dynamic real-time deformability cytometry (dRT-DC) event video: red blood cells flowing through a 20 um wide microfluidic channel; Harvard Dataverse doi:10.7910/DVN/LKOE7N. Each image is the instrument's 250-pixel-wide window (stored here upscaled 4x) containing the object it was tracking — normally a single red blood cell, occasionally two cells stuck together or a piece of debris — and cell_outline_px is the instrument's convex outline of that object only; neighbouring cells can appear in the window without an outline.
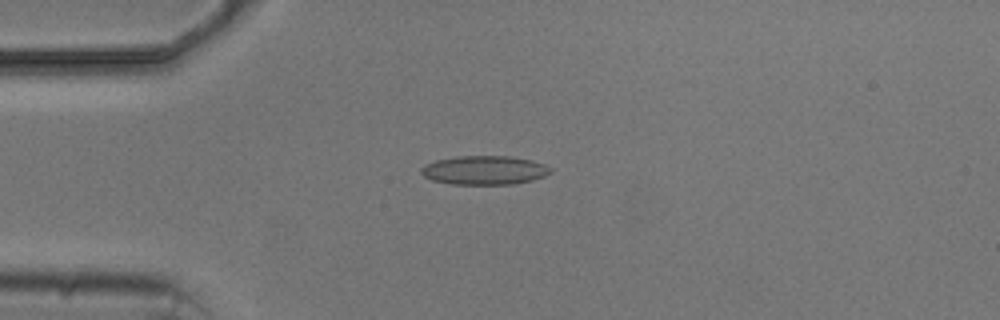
{"species": "common noctule bat (a hibernating species)", "species_latin": "Nyctalus noctula", "temperature_condition": "cold", "stored_images_in_passage": 6, "camera_frame_rate_fps": 3000, "um_per_image_px": 0.085, "animal": {"sex": "male", "body_mass_g": 20.5, "forearm_length_mm": 52.5}, "frame": {"image": 1, "passage_image": 4, "time_ms": 3.667, "image_size_px": [1000, 320], "cell_outline_px": [[552, 172], [544, 176], [532, 180], [512, 184], [452, 184], [432, 180], [424, 176], [420, 172], [420, 168], [424, 164], [436, 160], [456, 156], [508, 156], [532, 160], [544, 164], [552, 168]], "centroid_in_image_um": [41.16, 14.46], "position_along_channel_um": 43.8, "area_um2": 21.85}}
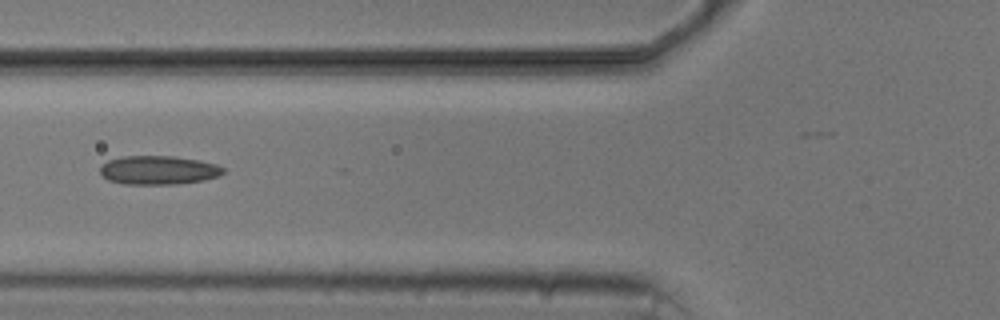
{"frame": {"image": 2, "passage_image": 6, "time_ms": 6.0, "image_size_px": [1000, 320], "cell_outline_px": [[224, 172], [220, 176], [204, 180], [176, 184], [124, 184], [108, 180], [100, 172], [100, 164], [108, 160], [120, 156], [172, 156], [200, 160], [216, 164], [224, 168]], "centroid_in_image_um": [13.46, 14.45], "position_along_channel_um": 112.3, "area_um2": 20.81}}